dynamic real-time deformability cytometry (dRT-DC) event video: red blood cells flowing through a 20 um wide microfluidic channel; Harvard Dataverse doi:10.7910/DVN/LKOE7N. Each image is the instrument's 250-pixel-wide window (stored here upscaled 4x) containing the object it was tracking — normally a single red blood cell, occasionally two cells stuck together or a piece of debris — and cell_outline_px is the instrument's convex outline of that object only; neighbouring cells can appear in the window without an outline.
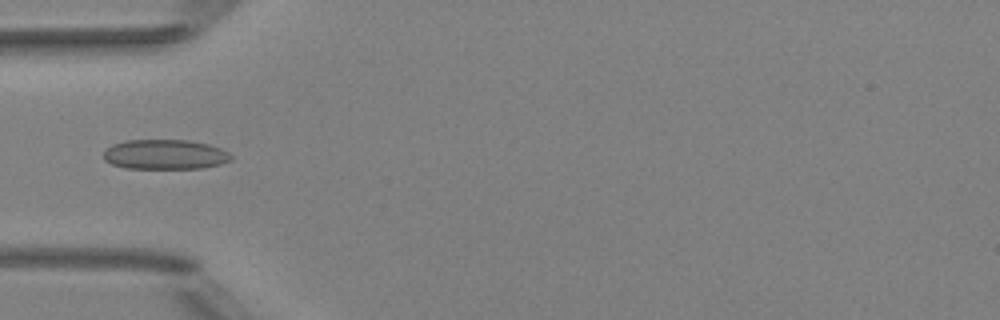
{"species": "Egyptian fruit bat (a non-hibernating species)", "species_latin": "Rousettus aegyptiacus", "temperature_condition": "room temperature", "stored_images_in_passage": 4, "camera_frame_rate_fps": 3000, "um_per_image_px": 0.085, "animal": {"sex": "female"}, "frame": {"image": 1, "passage_image": 4, "time_ms": 1.0, "image_size_px": [1000, 320], "cell_outline_px": [[232, 160], [220, 164], [204, 168], [124, 168], [112, 164], [104, 160], [104, 152], [112, 144], [128, 140], [188, 140], [208, 144], [220, 148], [228, 152], [232, 156]], "centroid_in_image_um": [14.04, 13.13], "position_along_channel_um": 71.0, "area_um2": 22.14}}